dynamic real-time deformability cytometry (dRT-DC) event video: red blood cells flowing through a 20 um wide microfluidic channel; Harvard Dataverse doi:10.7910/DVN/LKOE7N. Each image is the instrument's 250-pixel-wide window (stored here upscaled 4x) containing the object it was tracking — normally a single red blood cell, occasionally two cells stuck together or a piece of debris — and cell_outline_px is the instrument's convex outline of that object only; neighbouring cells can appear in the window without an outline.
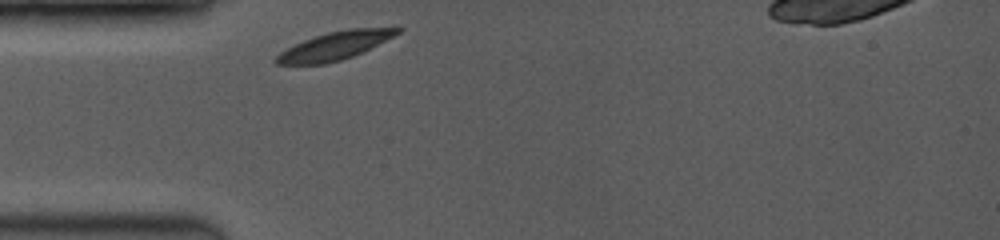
{"species": "common noctule bat (a hibernating species)", "species_latin": "Nyctalus noctula", "temperature_condition": "room temperature", "stored_images_in_passage": 25, "camera_frame_rate_fps": 3500, "um_per_image_px": 0.085, "animal": {"sex": "female", "body_mass_g": 19.0, "forearm_length_mm": 53.3}, "frame": {"image": 1, "passage_image": 1, "time_ms": 0.0, "image_size_px": [1000, 240], "cell_outline_px": [[404, 28], [400, 32], [352, 56], [340, 60], [324, 64], [276, 64], [272, 60], [280, 52], [304, 40], [328, 32], [348, 28]], "centroid_in_image_um": [28.39, 3.89], "position_along_channel_um": 56.6, "area_um2": 19.19}}
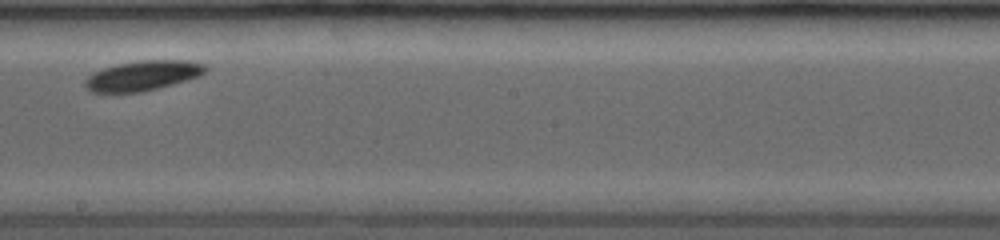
{"frame": {"image": 2, "passage_image": 11, "time_ms": 4.857, "image_size_px": [1000, 240], "cell_outline_px": [[208, 68], [204, 72], [196, 76], [172, 84], [140, 92], [92, 92], [84, 84], [84, 80], [92, 72], [116, 64], [136, 60], [188, 60], [208, 64]], "centroid_in_image_um": [12.12, 6.4], "position_along_channel_um": 236.1, "area_um2": 20.87}}
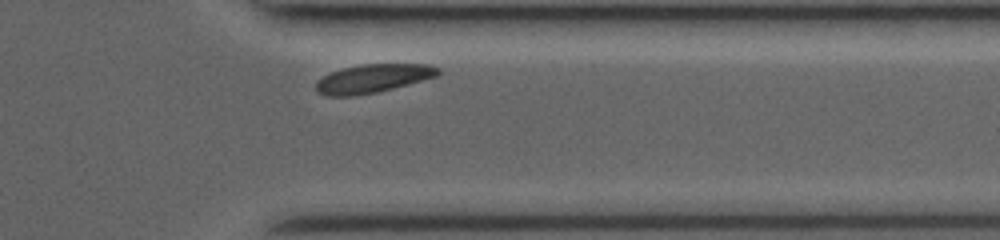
{"frame": {"image": 3, "passage_image": 22, "time_ms": 8.571, "image_size_px": [1000, 240], "cell_outline_px": [[440, 72], [436, 76], [392, 88], [376, 92], [352, 96], [328, 96], [316, 92], [316, 80], [332, 72], [344, 68], [360, 64], [428, 64], [440, 68]], "centroid_in_image_um": [31.66, 6.67], "position_along_channel_um": 379.7, "area_um2": 20.06}, "authors_computed_cell_mechanics": {"area_um2": 20.4034, "velocity_mm_per_s": 3.8211, "shape_relaxation_time_tau1_ms": 0.7299, "shape_relaxation_time_tau2_ms": null, "deformation_change_tau1": 0.0525, "deformation_change_tau2": null}}